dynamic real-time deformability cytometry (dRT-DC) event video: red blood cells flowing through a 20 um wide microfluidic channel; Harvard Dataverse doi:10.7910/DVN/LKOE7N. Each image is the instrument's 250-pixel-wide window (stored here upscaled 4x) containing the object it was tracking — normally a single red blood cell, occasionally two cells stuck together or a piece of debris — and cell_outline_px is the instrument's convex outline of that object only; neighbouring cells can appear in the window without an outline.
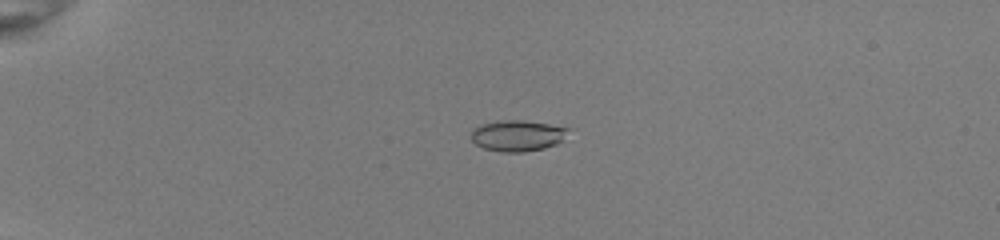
{"species": "common noctule bat (a hibernating species)", "species_latin": "Nyctalus noctula", "temperature_condition": "room temperature", "stored_images_in_passage": 41, "camera_frame_rate_fps": 3000, "um_per_image_px": 0.085, "animal": {"sex": "female", "body_mass_g": 22.0, "forearm_length_mm": 56.7}, "frame": {"image": 1, "passage_image": 3, "time_ms": 0.667, "image_size_px": [1000, 240], "cell_outline_px": [[576, 128], [556, 144], [544, 148], [524, 152], [500, 152], [484, 148], [476, 144], [472, 140], [472, 128], [480, 124], [500, 120], [524, 120]], "centroid_in_image_um": [44.04, 11.51], "position_along_channel_um": 41.0, "area_um2": 17.92}}
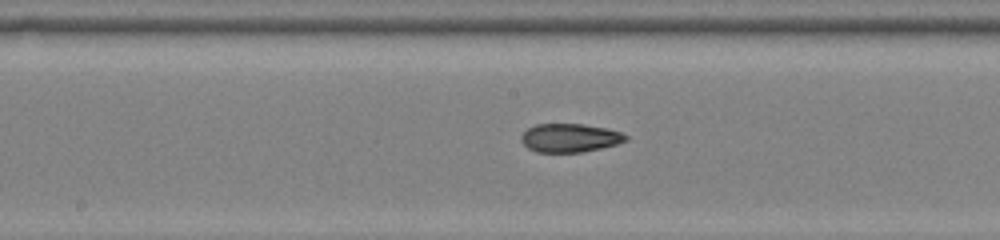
{"frame": {"image": 2, "passage_image": 19, "time_ms": 6.0, "image_size_px": [1000, 240], "cell_outline_px": [[628, 140], [616, 144], [600, 148], [580, 152], [536, 152], [528, 148], [520, 140], [520, 136], [528, 128], [536, 124], [584, 124], [608, 128], [620, 132], [628, 136]], "centroid_in_image_um": [48.43, 11.71], "position_along_channel_um": 199.8, "area_um2": 17.4}}
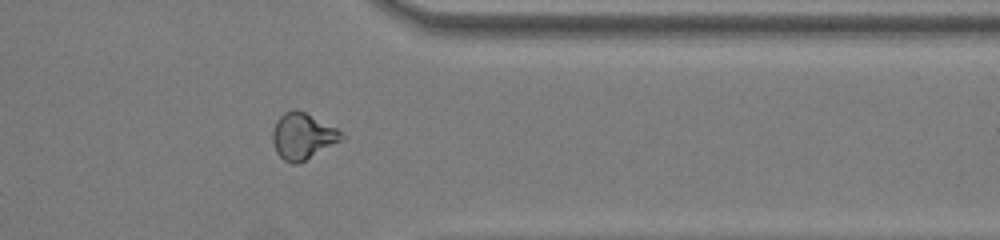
{"frame": {"image": 3, "passage_image": 33, "time_ms": 10.667, "image_size_px": [1000, 240], "cell_outline_px": [[344, 140], [296, 164], [292, 164], [284, 160], [276, 152], [272, 140], [272, 132], [276, 120], [284, 112], [292, 108], [296, 108], [336, 128], [344, 136]], "centroid_in_image_um": [25.71, 11.56], "position_along_channel_um": 385.7, "area_um2": 18.5}, "authors_computed_cell_mechanics": {"area_um2": 17.9758, "velocity_mm_per_s": 4.0377, "shape_relaxation_time_tau1_ms": null, "shape_relaxation_time_tau2_ms": 1.5871, "deformation_change_tau1": null, "deformation_change_tau2": 0.0808}}